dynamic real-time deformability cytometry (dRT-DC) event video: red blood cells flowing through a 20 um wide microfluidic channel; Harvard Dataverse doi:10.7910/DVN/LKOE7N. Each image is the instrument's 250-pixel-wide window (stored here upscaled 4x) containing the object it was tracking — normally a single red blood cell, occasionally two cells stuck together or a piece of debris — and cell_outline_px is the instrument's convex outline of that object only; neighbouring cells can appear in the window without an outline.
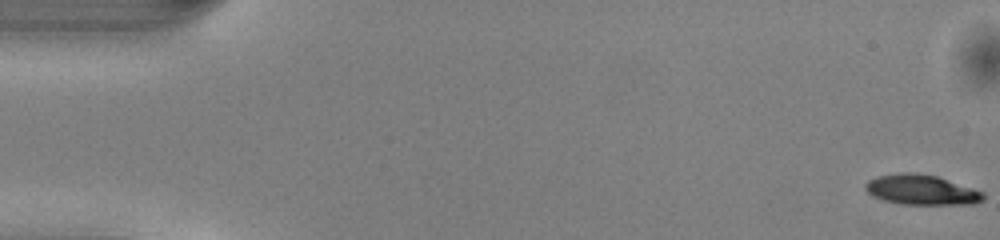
{"species": "common noctule bat (a hibernating species)", "species_latin": "Nyctalus noctula", "temperature_condition": "warm", "stored_images_in_passage": 51, "camera_frame_rate_fps": 3000, "um_per_image_px": 0.085, "animal": {"sex": "male", "body_mass_g": 13.0, "forearm_length_mm": 53.1}, "frame": {"image": 1, "passage_image": 1, "time_ms": 0.0, "image_size_px": [1000, 240], "cell_outline_px": [[984, 200], [972, 204], [904, 204], [884, 200], [868, 192], [864, 188], [864, 184], [868, 180], [876, 176], [900, 172], [916, 172], [936, 176], [984, 192]], "centroid_in_image_um": [78.31, 16.12], "position_along_channel_um": 6.7, "area_um2": 20.52}}
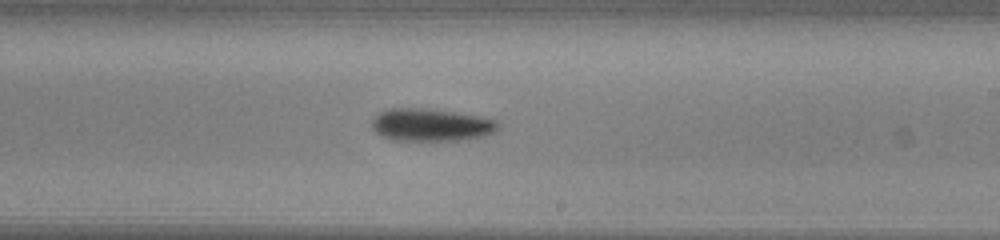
{"frame": {"image": 2, "passage_image": 30, "time_ms": 9.667, "image_size_px": [1000, 240], "cell_outline_px": [[500, 124], [496, 132], [484, 136], [468, 140], [392, 140], [380, 136], [372, 128], [372, 120], [380, 112], [392, 108], [420, 108], [484, 116], [496, 120]], "centroid_in_image_um": [36.68, 10.63], "position_along_channel_um": 252.3, "area_um2": 24.1}}
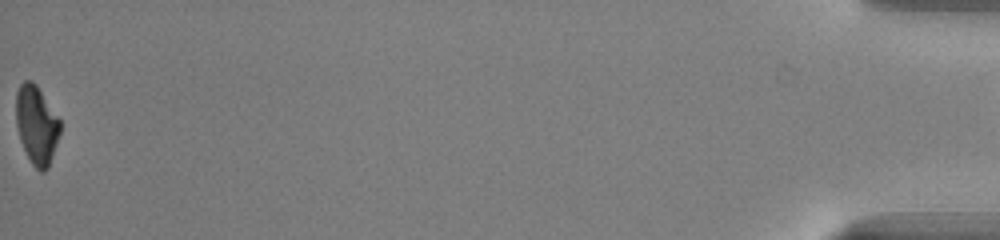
{"frame": {"image": 3, "passage_image": 51, "time_ms": 16.667, "image_size_px": [1000, 240], "cell_outline_px": [[60, 132], [48, 168], [44, 172], [40, 172], [32, 164], [20, 140], [16, 124], [16, 92], [20, 84], [24, 80], [32, 80], [36, 84], [60, 120]], "centroid_in_image_um": [3.09, 10.6], "position_along_channel_um": 432.1, "area_um2": 20.0}, "authors_computed_cell_mechanics": {"area_um2": 22.253, "velocity_mm_per_s": 4.083, "shape_relaxation_time_tau1_ms": 2.5642, "shape_relaxation_time_tau2_ms": null, "deformation_change_tau1": 0.1518, "deformation_change_tau2": null}}